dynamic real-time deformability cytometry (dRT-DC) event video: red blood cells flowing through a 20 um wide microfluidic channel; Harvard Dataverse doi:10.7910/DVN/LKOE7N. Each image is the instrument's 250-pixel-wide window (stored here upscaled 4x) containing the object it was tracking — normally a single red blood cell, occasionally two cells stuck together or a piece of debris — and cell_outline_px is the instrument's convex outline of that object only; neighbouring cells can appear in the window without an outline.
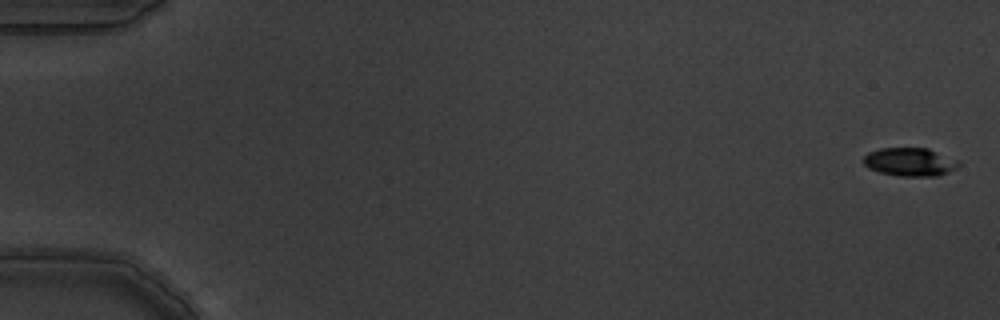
{"species": "common noctule bat (a hibernating species)", "species_latin": "Nyctalus noctula", "temperature_condition": "warm", "stored_images_in_passage": 3, "camera_frame_rate_fps": 3000, "um_per_image_px": 0.085, "animal": {"sex": "male", "body_mass_g": 19.5, "forearm_length_mm": 54.6}, "frame": {"image": 1, "passage_image": 1, "time_ms": 0.0, "image_size_px": [1000, 320], "cell_outline_px": [[960, 164], [956, 168], [948, 172], [936, 176], [900, 176], [880, 172], [868, 168], [864, 164], [864, 156], [868, 152], [880, 148], [928, 148], [960, 160]], "centroid_in_image_um": [77.36, 13.76], "position_along_channel_um": 7.6, "area_um2": 15.78}}
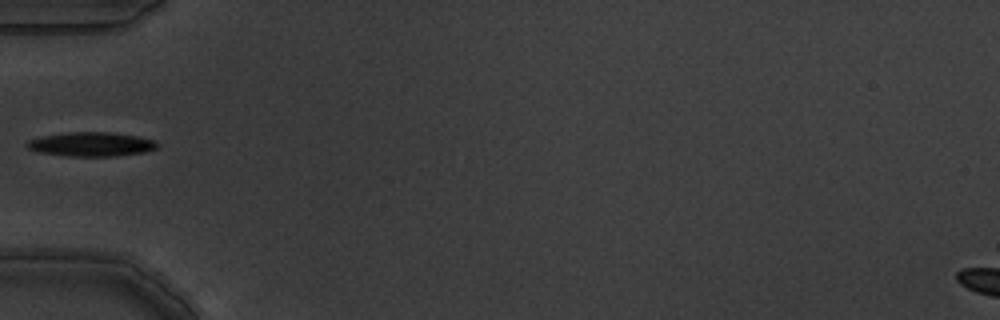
{"frame": {"image": 2, "passage_image": 3, "time_ms": 0.667, "image_size_px": [1000, 320], "cell_outline_px": [[160, 144], [156, 148], [144, 152], [112, 156], [68, 156], [40, 152], [28, 148], [24, 144], [28, 140], [40, 136], [68, 132], [108, 132], [136, 136], [156, 140]], "centroid_in_image_um": [7.75, 12.25], "position_along_channel_um": 77.3, "area_um2": 18.32}}